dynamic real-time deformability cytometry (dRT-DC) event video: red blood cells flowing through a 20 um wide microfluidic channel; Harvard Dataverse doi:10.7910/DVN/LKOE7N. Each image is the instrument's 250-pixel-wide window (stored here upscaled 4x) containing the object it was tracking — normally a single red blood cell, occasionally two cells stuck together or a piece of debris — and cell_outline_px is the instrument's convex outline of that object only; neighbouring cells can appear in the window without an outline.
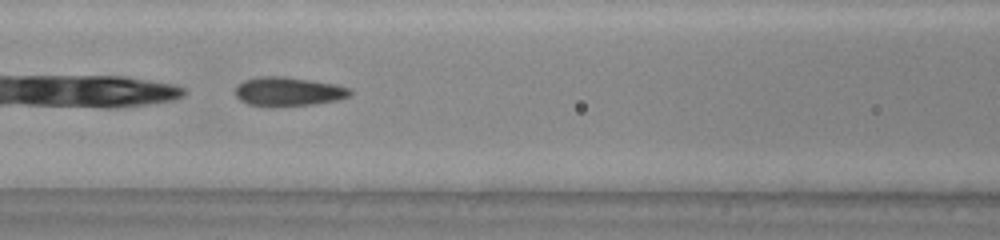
{"species": "common noctule bat (a hibernating species)", "species_latin": "Nyctalus noctula", "temperature_condition": "warm", "stored_images_in_passage": 46, "camera_frame_rate_fps": 3000, "um_per_image_px": 0.085, "animal": {"sex": "male", "body_mass_g": 20.0, "forearm_length_mm": 53.3}, "frame": {"image": 1, "passage_image": 22, "time_ms": 7.0, "image_size_px": [1000, 240], "cell_outline_px": [[352, 96], [340, 100], [316, 104], [272, 108], [248, 104], [240, 100], [236, 96], [236, 84], [244, 80], [260, 76], [284, 76], [336, 84], [352, 88]], "centroid_in_image_um": [24.54, 7.8], "position_along_channel_um": 142.1, "area_um2": 20.06}}